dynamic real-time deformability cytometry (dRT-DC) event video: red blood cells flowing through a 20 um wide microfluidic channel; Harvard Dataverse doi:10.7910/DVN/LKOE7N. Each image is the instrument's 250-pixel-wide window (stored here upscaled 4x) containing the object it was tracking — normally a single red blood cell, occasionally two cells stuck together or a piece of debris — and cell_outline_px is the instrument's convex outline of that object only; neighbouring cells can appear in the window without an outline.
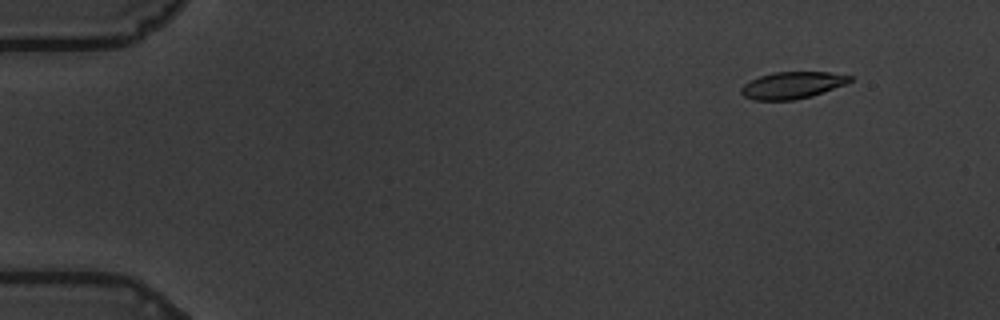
{"species": "common noctule bat (a hibernating species)", "species_latin": "Nyctalus noctula", "temperature_condition": "warm", "stored_images_in_passage": 58, "camera_frame_rate_fps": 3000, "um_per_image_px": 0.085, "animal": {"sex": "male", "body_mass_g": 19.5, "forearm_length_mm": 54.6}, "frame": {"image": 1, "passage_image": 6, "time_ms": 1.667, "image_size_px": [1000, 320], "cell_outline_px": [[852, 80], [844, 84], [812, 96], [792, 100], [752, 100], [744, 96], [740, 92], [740, 88], [744, 84], [760, 76], [772, 72], [828, 72], [852, 76]], "centroid_in_image_um": [67.3, 7.24], "position_along_channel_um": 17.7, "area_um2": 16.88}}
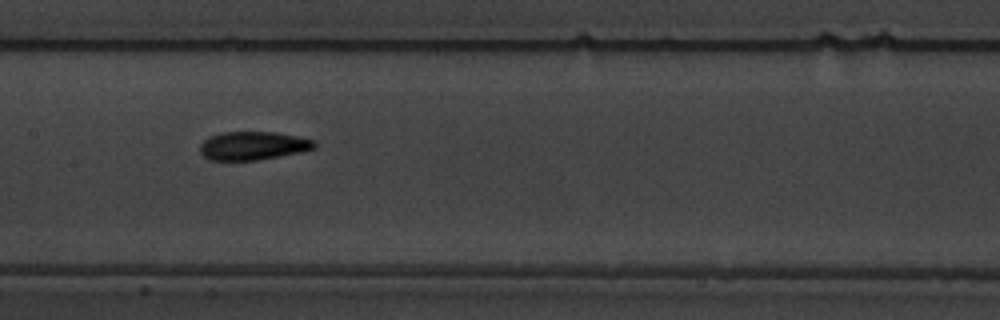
{"frame": {"image": 2, "passage_image": 30, "time_ms": 9.667, "image_size_px": [1000, 320], "cell_outline_px": [[316, 148], [300, 152], [260, 160], [208, 160], [200, 152], [200, 144], [208, 136], [224, 132], [276, 132], [316, 140]], "centroid_in_image_um": [21.51, 12.39], "position_along_channel_um": 185.9, "area_um2": 19.07}}
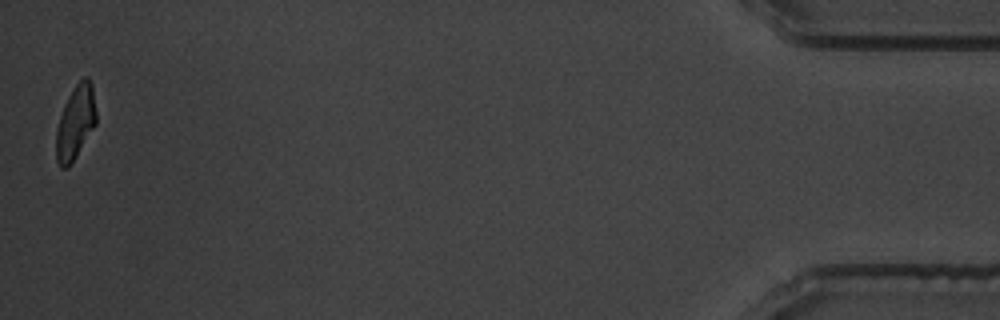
{"frame": {"image": 3, "passage_image": 58, "time_ms": 19.0, "image_size_px": [1000, 320], "cell_outline_px": [[96, 124], [68, 168], [60, 168], [56, 160], [56, 128], [64, 104], [68, 96], [76, 84], [84, 76], [88, 76], [92, 84], [96, 112]], "centroid_in_image_um": [6.41, 10.4], "position_along_channel_um": 428.8, "area_um2": 17.22}, "authors_computed_cell_mechanics": {"area_um2": 18.496, "velocity_mm_per_s": 3.5274, "shape_relaxation_time_tau1_ms": 5.5781, "shape_relaxation_time_tau2_ms": 2.4843, "deformation_change_tau1": 0.1958, "deformation_change_tau2": 0.0837}}